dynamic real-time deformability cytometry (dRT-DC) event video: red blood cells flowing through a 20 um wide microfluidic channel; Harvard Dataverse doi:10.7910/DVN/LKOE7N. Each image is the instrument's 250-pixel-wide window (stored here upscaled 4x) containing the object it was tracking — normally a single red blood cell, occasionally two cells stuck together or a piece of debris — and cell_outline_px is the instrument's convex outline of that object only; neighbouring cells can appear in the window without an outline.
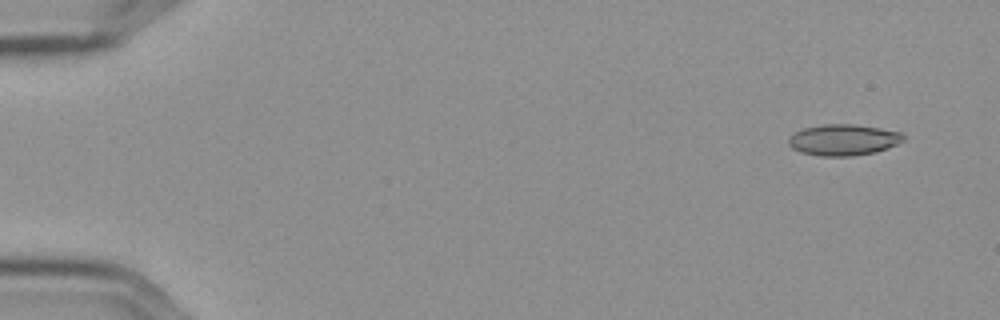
{"species": "Egyptian fruit bat (a non-hibernating species)", "species_latin": "Rousettus aegyptiacus", "temperature_condition": "cold", "stored_images_in_passage": 5, "camera_frame_rate_fps": 3000, "um_per_image_px": 0.085, "frame": {"image": 1, "passage_image": 1, "time_ms": 0.0, "image_size_px": [1000, 320], "cell_outline_px": [[904, 140], [888, 148], [876, 152], [852, 156], [820, 156], [800, 152], [792, 148], [788, 144], [788, 136], [804, 128], [824, 124], [856, 124], [880, 128], [900, 132], [904, 136]], "centroid_in_image_um": [71.67, 11.89], "position_along_channel_um": 13.3, "area_um2": 20.92}}